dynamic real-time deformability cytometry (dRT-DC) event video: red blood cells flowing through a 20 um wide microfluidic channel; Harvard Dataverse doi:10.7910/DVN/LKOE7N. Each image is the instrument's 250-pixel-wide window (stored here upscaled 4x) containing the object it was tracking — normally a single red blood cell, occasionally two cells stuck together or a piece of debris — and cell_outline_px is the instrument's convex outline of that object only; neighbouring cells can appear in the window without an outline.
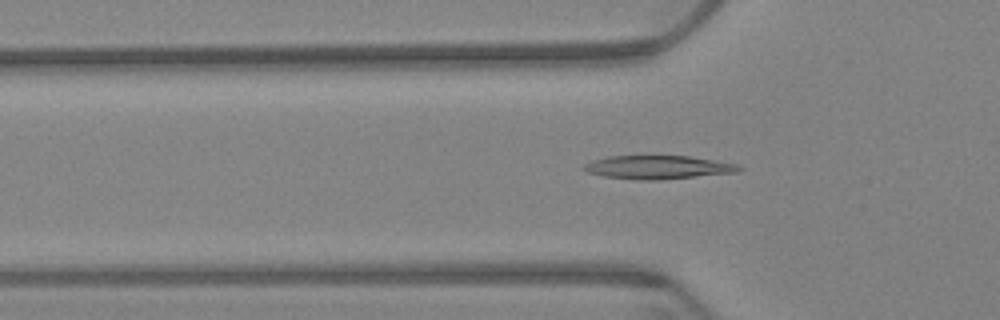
{"species": "Egyptian fruit bat (a non-hibernating species)", "species_latin": "Rousettus aegyptiacus", "temperature_condition": "warm", "stored_images_in_passage": 58, "camera_frame_rate_fps": 3000, "um_per_image_px": 0.085, "animal": {"sex": "female"}, "frame": {"image": 1, "passage_image": 18, "time_ms": 5.667, "image_size_px": [1000, 320], "cell_outline_px": [[744, 168], [736, 172], [656, 180], [636, 180], [604, 176], [588, 172], [580, 168], [584, 164], [592, 160], [608, 156], [688, 156], [736, 164]], "centroid_in_image_um": [55.85, 14.21], "position_along_channel_um": 69.9, "area_um2": 20.98}}
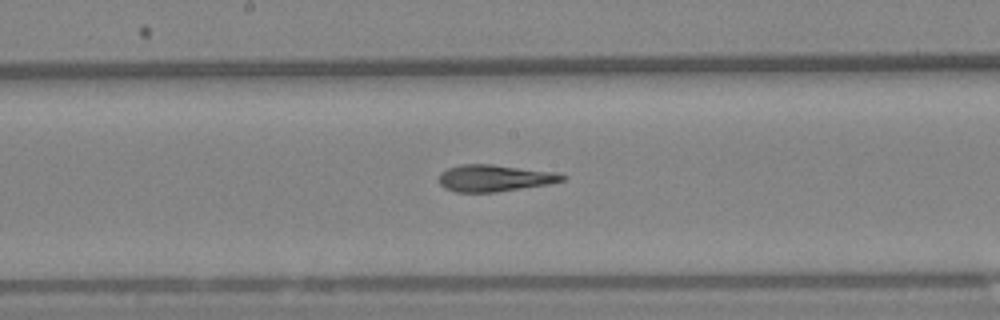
{"frame": {"image": 2, "passage_image": 30, "time_ms": 9.667, "image_size_px": [1000, 320], "cell_outline_px": [[568, 176], [564, 180], [548, 184], [496, 192], [456, 192], [444, 188], [440, 184], [440, 172], [448, 168], [460, 164], [492, 164], [556, 172]], "centroid_in_image_um": [42.03, 15.13], "position_along_channel_um": 206.2, "area_um2": 19.25}}
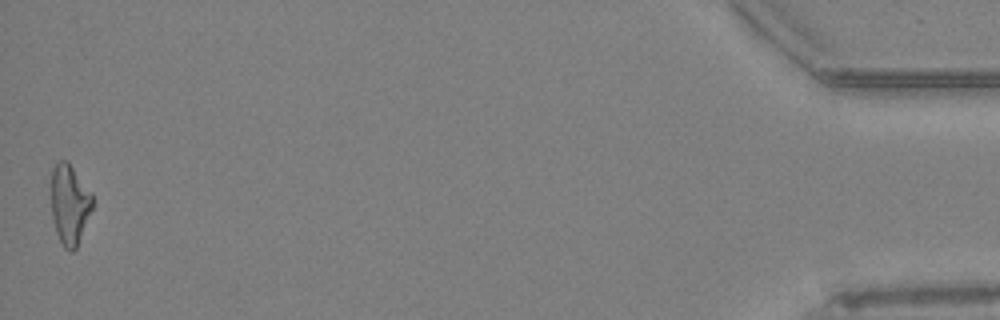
{"frame": {"image": 3, "passage_image": 58, "time_ms": 19.0, "image_size_px": [1000, 320], "cell_outline_px": [[92, 208], [76, 248], [72, 252], [64, 248], [56, 232], [52, 220], [52, 168], [60, 160], [68, 160], [92, 192]], "centroid_in_image_um": [5.92, 17.34], "position_along_channel_um": 429.3, "area_um2": 19.19}, "authors_computed_cell_mechanics": {"area_um2": 19.6231, "velocity_mm_per_s": 3.4075, "shape_relaxation_time_tau1_ms": null, "shape_relaxation_time_tau2_ms": 3.2767, "deformation_change_tau1": null, "deformation_change_tau2": 0.1286}}